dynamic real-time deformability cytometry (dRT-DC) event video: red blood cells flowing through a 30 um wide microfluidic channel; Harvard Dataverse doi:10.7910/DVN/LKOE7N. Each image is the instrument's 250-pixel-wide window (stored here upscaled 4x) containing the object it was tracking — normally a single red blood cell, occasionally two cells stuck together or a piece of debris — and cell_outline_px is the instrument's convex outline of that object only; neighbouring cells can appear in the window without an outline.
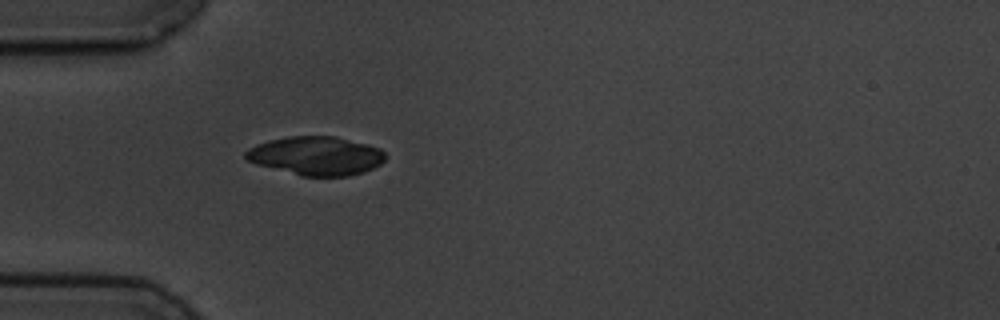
{"species": "common noctule bat (a hibernating species)", "species_latin": "Nyctalus noctula", "temperature_condition": "cold", "stored_images_in_passage": 2, "camera_frame_rate_fps": 3000, "um_per_image_px": 0.085, "animal": {"sex": "male", "body_mass_g": 19.5, "forearm_length_mm": 54.6}, "frame": {"image": 1, "passage_image": 2, "time_ms": 4.333, "image_size_px": [1000, 320], "cell_outline_px": [[384, 160], [380, 164], [364, 172], [348, 176], [300, 176], [256, 164], [248, 160], [244, 156], [244, 152], [248, 148], [256, 144], [268, 140], [288, 136], [336, 136], [368, 144], [380, 148], [384, 152]], "centroid_in_image_um": [26.85, 13.24], "position_along_channel_um": 58.2, "area_um2": 31.67}}